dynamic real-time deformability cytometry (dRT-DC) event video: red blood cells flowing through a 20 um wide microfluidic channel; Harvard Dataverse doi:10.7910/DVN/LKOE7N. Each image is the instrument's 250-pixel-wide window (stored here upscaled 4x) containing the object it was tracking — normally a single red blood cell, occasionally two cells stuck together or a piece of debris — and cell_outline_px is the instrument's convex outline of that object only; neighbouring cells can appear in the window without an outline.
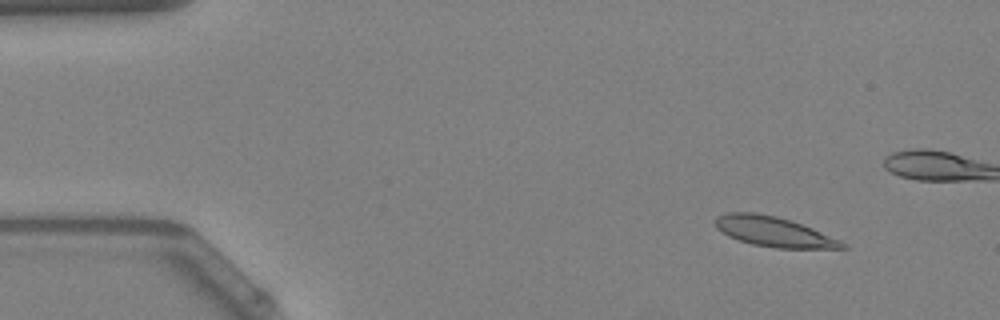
{"species": "Egyptian fruit bat (a non-hibernating species)", "species_latin": "Rousettus aegyptiacus", "temperature_condition": "warm", "stored_images_in_passage": 17, "camera_frame_rate_fps": 3000, "um_per_image_px": 0.085, "animal": {"sex": "female"}, "frame": {"image": 1, "passage_image": 6, "time_ms": 1.667, "image_size_px": [1000, 320], "cell_outline_px": [[848, 248], [776, 248], [752, 244], [728, 236], [716, 228], [716, 216], [728, 212], [756, 212], [776, 216], [812, 228], [840, 240]], "centroid_in_image_um": [65.73, 19.69], "position_along_channel_um": 19.3, "area_um2": 21.85}}